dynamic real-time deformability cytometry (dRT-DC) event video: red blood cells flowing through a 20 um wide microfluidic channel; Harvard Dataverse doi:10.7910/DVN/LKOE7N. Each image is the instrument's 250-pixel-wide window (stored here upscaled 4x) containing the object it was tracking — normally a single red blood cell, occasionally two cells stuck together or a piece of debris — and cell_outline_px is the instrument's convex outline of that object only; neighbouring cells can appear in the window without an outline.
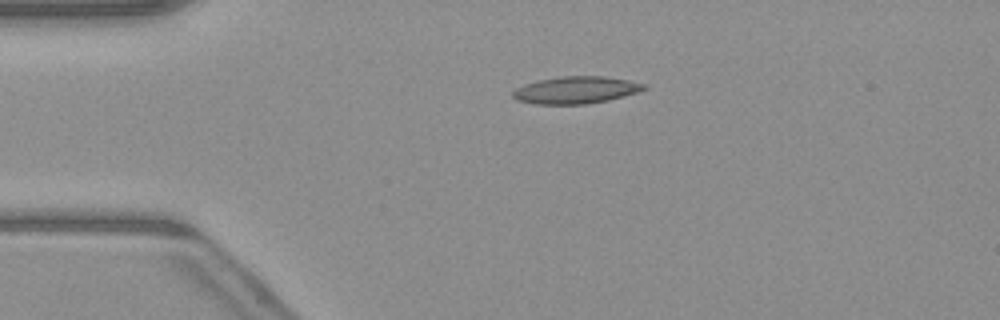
{"species": "common noctule bat (a hibernating species)", "species_latin": "Nyctalus noctula", "temperature_condition": "warm", "stored_images_in_passage": 50, "camera_frame_rate_fps": 3000, "um_per_image_px": 0.085, "animal": {"sex": "male", "body_mass_g": 23.1, "forearm_length_mm": 52.7}, "frame": {"image": 1, "passage_image": 11, "time_ms": 3.333, "image_size_px": [1000, 320], "cell_outline_px": [[648, 88], [624, 96], [608, 100], [584, 104], [536, 104], [516, 100], [512, 96], [512, 92], [516, 88], [524, 84], [540, 80], [560, 76], [604, 76], [628, 80], [648, 84]], "centroid_in_image_um": [48.96, 7.65], "position_along_channel_um": 36.0, "area_um2": 20.75}}
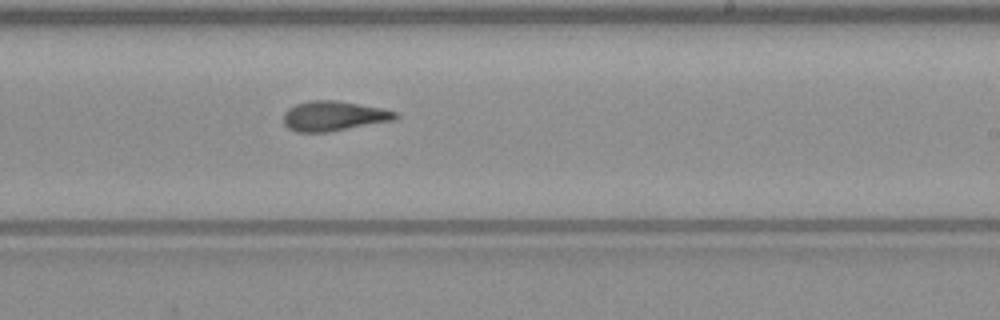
{"frame": {"image": 2, "passage_image": 30, "time_ms": 9.667, "image_size_px": [1000, 320], "cell_outline_px": [[400, 116], [392, 120], [328, 132], [296, 132], [288, 128], [284, 124], [284, 112], [288, 108], [296, 104], [308, 100], [336, 100], [384, 108], [396, 112]], "centroid_in_image_um": [28.34, 9.85], "position_along_channel_um": 260.7, "area_um2": 19.48}}
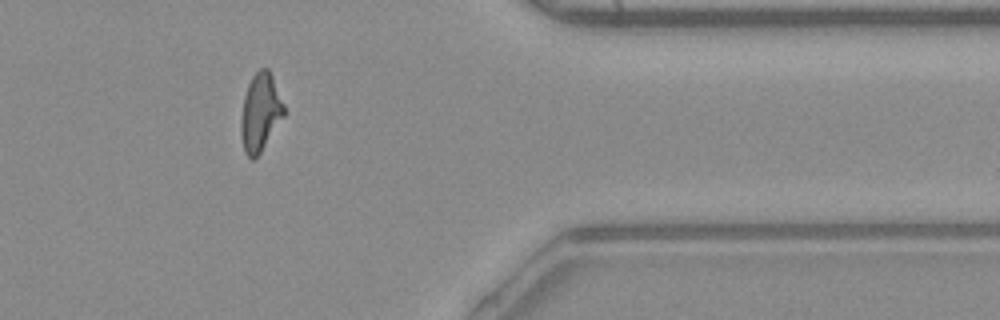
{"frame": {"image": 3, "passage_image": 41, "time_ms": 13.333, "image_size_px": [1000, 320], "cell_outline_px": [[284, 116], [260, 152], [252, 160], [244, 152], [240, 136], [240, 120], [244, 96], [248, 84], [252, 76], [260, 68], [268, 68], [272, 76], [284, 104]], "centroid_in_image_um": [22.1, 9.55], "position_along_channel_um": 389.3, "area_um2": 19.42}, "authors_computed_cell_mechanics": {"area_um2": 19.4497, "velocity_mm_per_s": 4.0982, "shape_relaxation_time_tau1_ms": 8.0762, "shape_relaxation_time_tau2_ms": 2.3658, "deformation_change_tau1": 0.2426, "deformation_change_tau2": 0.1161}}